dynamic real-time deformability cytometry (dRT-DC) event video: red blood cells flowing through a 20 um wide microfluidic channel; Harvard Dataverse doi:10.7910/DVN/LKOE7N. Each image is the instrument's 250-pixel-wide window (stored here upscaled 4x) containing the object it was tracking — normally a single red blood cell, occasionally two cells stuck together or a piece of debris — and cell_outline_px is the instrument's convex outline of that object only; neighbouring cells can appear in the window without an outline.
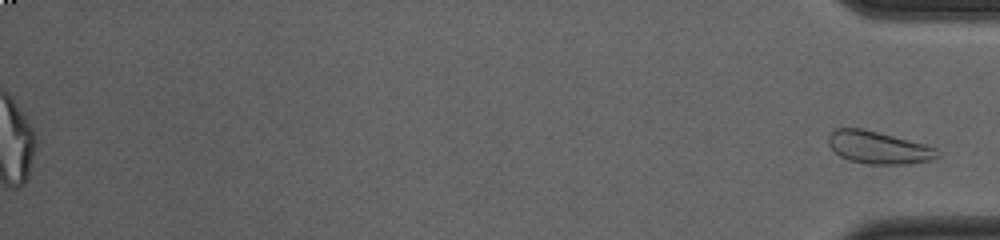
{"species": "common noctule bat (a hibernating species)", "species_latin": "Nyctalus noctula", "temperature_condition": "cold", "stored_images_in_passage": 55, "segment_of_instrument_passage": [2, 2], "camera_frame_rate_fps": 3000, "um_per_image_px": 0.085, "animal": {"sex": "female", "body_mass_g": 23.0, "forearm_length_mm": 53.4}, "frame": {"image": 1, "passage_image": 55, "time_ms": 18.0, "image_size_px": [1000, 240], "cell_outline_px": [[940, 156], [932, 160], [904, 164], [868, 164], [848, 160], [840, 156], [828, 144], [828, 136], [836, 128], [860, 128], [892, 136], [936, 148], [940, 152]], "centroid_in_image_um": [74.65, 12.55], "position_along_channel_um": 360.5, "area_um2": 20.29}}